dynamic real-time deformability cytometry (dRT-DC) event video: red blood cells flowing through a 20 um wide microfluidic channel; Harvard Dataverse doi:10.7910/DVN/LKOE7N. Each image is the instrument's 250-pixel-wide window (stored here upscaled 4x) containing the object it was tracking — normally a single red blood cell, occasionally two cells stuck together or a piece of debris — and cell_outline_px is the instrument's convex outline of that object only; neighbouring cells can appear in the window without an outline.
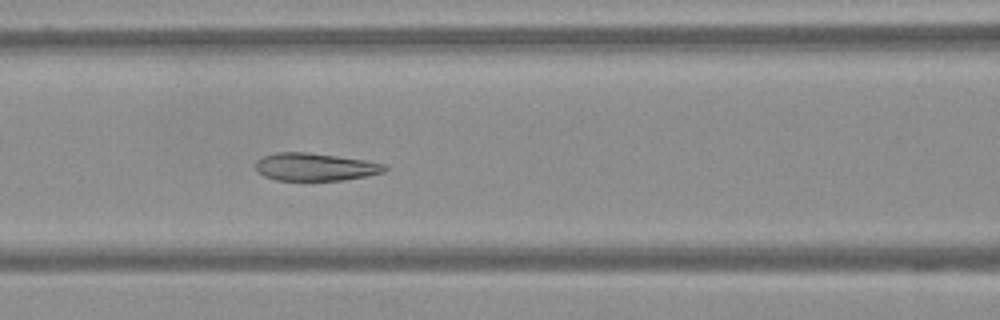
{"species": "Egyptian fruit bat (a non-hibernating species)", "species_latin": "Rousettus aegyptiacus", "temperature_condition": "warm", "stored_images_in_passage": 18, "camera_frame_rate_fps": 3000, "um_per_image_px": 0.085, "frame": {"image": 1, "passage_image": 11, "time_ms": 3.333, "image_size_px": [1000, 320], "cell_outline_px": [[388, 168], [384, 172], [344, 180], [276, 180], [264, 176], [256, 172], [256, 160], [264, 156], [276, 152], [308, 152], [364, 160], [384, 164]], "centroid_in_image_um": [26.75, 14.19], "position_along_channel_um": 139.9, "area_um2": 20.75}}